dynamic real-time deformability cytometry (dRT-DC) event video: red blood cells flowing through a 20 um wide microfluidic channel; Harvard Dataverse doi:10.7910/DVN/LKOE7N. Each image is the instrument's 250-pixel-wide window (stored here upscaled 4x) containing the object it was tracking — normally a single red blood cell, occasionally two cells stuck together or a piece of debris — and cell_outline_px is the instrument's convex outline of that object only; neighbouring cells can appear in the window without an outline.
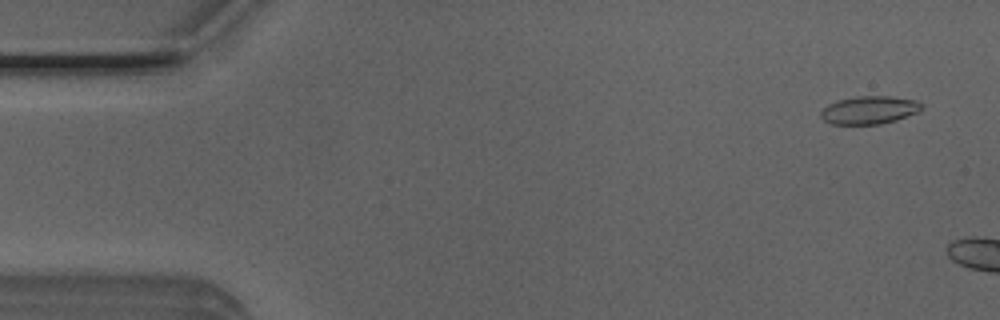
{"species": "Egyptian fruit bat (a non-hibernating species)", "species_latin": "Rousettus aegyptiacus", "temperature_condition": "room temperature", "stored_images_in_passage": 7, "camera_frame_rate_fps": 3000, "um_per_image_px": 0.085, "animal": {"sex": "male"}, "frame": {"image": 1, "passage_image": 3, "time_ms": 0.667, "image_size_px": [1000, 320], "cell_outline_px": [[924, 108], [920, 112], [896, 120], [880, 124], [832, 124], [824, 120], [820, 116], [820, 112], [828, 104], [836, 100], [856, 96], [888, 96], [916, 100], [924, 104]], "centroid_in_image_um": [73.93, 9.35], "position_along_channel_um": 11.1, "area_um2": 16.65}}